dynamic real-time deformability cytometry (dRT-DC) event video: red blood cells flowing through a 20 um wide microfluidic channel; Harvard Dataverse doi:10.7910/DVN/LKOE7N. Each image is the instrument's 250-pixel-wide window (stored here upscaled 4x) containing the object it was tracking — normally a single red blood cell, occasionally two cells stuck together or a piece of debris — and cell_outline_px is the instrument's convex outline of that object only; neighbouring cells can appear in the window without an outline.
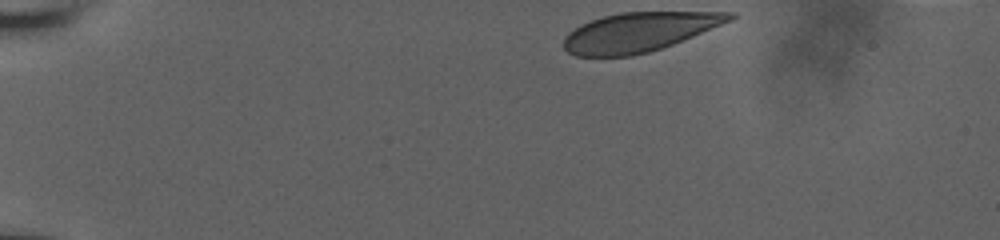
{"species": "human", "species_latin": "Homo sapiens", "temperature_condition": "room temperature", "stored_images_in_passage": 39, "camera_frame_rate_fps": 3000, "um_per_image_px": 0.085, "donor": {"sex": "male"}, "frame": {"image": 1, "passage_image": 1, "time_ms": 0.0, "image_size_px": [1000, 240], "cell_outline_px": [[736, 16], [732, 20], [672, 44], [648, 52], [632, 56], [576, 56], [568, 52], [564, 48], [564, 36], [568, 32], [580, 24], [604, 16], [620, 12], [736, 12]], "centroid_in_image_um": [54.29, 2.72], "position_along_channel_um": 30.7, "area_um2": 37.63}}
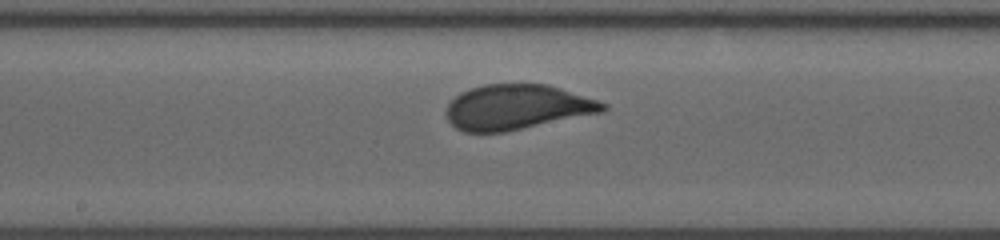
{"frame": {"image": 2, "passage_image": 22, "time_ms": 7.0, "image_size_px": [1000, 240], "cell_outline_px": [[608, 108], [604, 112], [504, 132], [464, 132], [456, 128], [448, 120], [448, 104], [460, 92], [484, 84], [548, 84], [608, 104]], "centroid_in_image_um": [43.96, 9.11], "position_along_channel_um": 204.2, "area_um2": 40.81}}
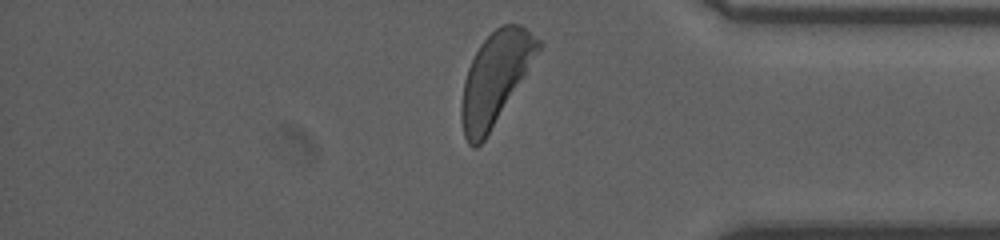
{"frame": {"image": 3, "passage_image": 38, "time_ms": 12.333, "image_size_px": [1000, 240], "cell_outline_px": [[544, 44], [484, 140], [476, 148], [472, 148], [468, 144], [464, 136], [460, 116], [460, 108], [464, 80], [468, 68], [480, 44], [496, 28], [504, 24], [520, 24], [540, 40]], "centroid_in_image_um": [42.08, 6.65], "position_along_channel_um": 393.1, "area_um2": 40.4}, "authors_computed_cell_mechanics": {"area_um2": 40.8646, "velocity_mm_per_s": 3.7882, "shape_relaxation_time_tau1_ms": 4.2316, "shape_relaxation_time_tau2_ms": null, "deformation_change_tau1": 0.1539, "deformation_change_tau2": null}}